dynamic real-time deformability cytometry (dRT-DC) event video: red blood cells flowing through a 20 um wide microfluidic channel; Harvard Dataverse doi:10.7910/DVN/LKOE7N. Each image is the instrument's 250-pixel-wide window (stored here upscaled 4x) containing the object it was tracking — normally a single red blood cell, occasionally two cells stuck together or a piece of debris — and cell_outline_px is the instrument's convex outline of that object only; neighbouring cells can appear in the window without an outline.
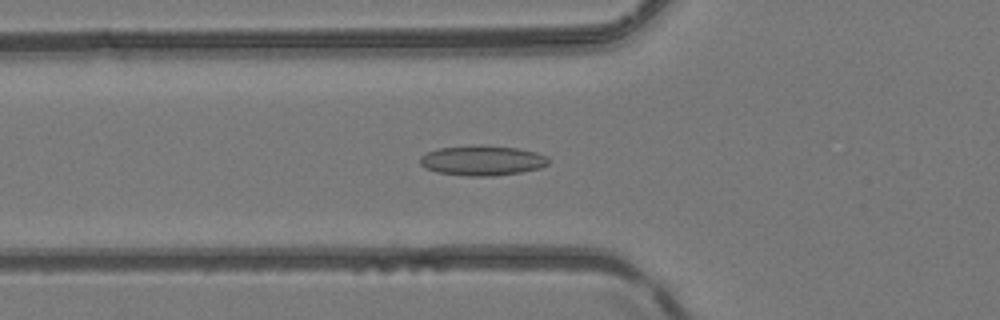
{"species": "common noctule bat (a hibernating species)", "species_latin": "Nyctalus noctula", "temperature_condition": "room temperature", "stored_images_in_passage": 49, "camera_frame_rate_fps": 3000, "um_per_image_px": 0.085, "animal": {"sex": "female", "body_mass_g": 24.6, "forearm_length_mm": 56.2}, "frame": {"image": 1, "passage_image": 18, "time_ms": 5.667, "image_size_px": [1000, 320], "cell_outline_px": [[548, 164], [540, 168], [520, 172], [492, 176], [468, 176], [436, 172], [424, 168], [420, 164], [420, 156], [428, 152], [440, 148], [480, 144], [516, 148], [536, 152], [544, 156], [548, 160]], "centroid_in_image_um": [40.95, 13.64], "position_along_channel_um": 84.8, "area_um2": 22.43}}
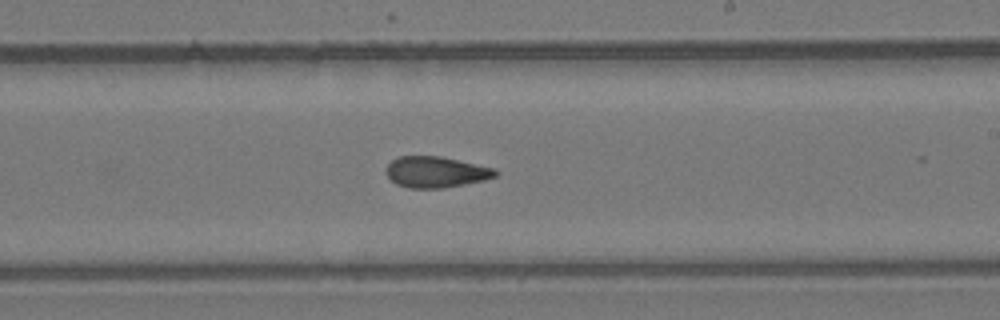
{"frame": {"image": 2, "passage_image": 30, "time_ms": 9.667, "image_size_px": [1000, 320], "cell_outline_px": [[500, 172], [496, 176], [484, 180], [464, 184], [440, 188], [408, 188], [396, 184], [384, 172], [388, 164], [392, 160], [400, 156], [440, 156], [496, 168]], "centroid_in_image_um": [37.06, 14.62], "position_along_channel_um": 251.9, "area_um2": 19.83}}
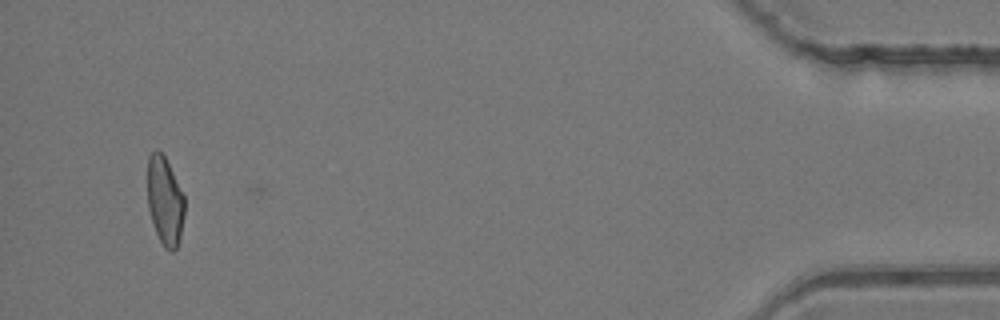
{"frame": {"image": 3, "passage_image": 48, "time_ms": 15.667, "image_size_px": [1000, 320], "cell_outline_px": [[184, 216], [180, 236], [176, 248], [172, 252], [168, 252], [164, 248], [156, 232], [148, 208], [148, 156], [156, 148], [164, 156], [184, 196]], "centroid_in_image_um": [14.01, 17.1], "position_along_channel_um": 421.2, "area_um2": 18.84}, "authors_computed_cell_mechanics": {"area_um2": 20.3456, "velocity_mm_per_s": 4.1514, "shape_relaxation_time_tau1_ms": null, "shape_relaxation_time_tau2_ms": 2.5818, "deformation_change_tau1": null, "deformation_change_tau2": 0.0995}}